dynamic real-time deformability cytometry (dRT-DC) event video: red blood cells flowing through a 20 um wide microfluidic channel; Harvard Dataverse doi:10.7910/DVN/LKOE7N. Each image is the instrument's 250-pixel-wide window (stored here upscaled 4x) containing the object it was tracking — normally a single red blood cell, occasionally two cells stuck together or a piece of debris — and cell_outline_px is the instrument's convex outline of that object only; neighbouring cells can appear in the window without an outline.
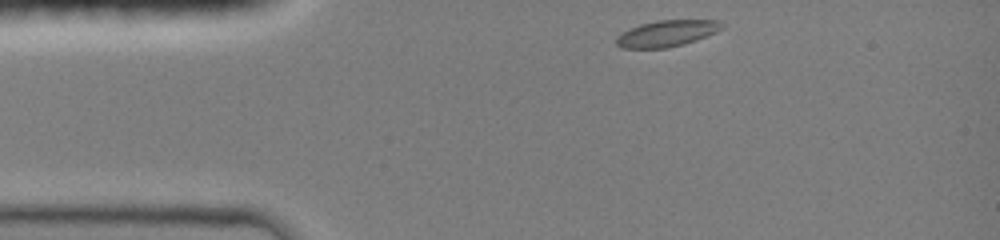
{"species": "common noctule bat (a hibernating species)", "species_latin": "Nyctalus noctula", "temperature_condition": "room temperature", "stored_images_in_passage": 3, "camera_frame_rate_fps": 3000, "um_per_image_px": 0.085, "animal": {"sex": "female", "body_mass_g": 19.0, "forearm_length_mm": 51.5}, "frame": {"image": 1, "passage_image": 1, "time_ms": 0.0, "image_size_px": [1000, 240], "cell_outline_px": [[724, 28], [716, 32], [696, 40], [684, 44], [668, 48], [620, 48], [616, 44], [616, 36], [640, 24], [656, 20], [720, 20], [724, 24]], "centroid_in_image_um": [56.71, 2.84], "position_along_channel_um": 28.3, "area_um2": 16.24}}